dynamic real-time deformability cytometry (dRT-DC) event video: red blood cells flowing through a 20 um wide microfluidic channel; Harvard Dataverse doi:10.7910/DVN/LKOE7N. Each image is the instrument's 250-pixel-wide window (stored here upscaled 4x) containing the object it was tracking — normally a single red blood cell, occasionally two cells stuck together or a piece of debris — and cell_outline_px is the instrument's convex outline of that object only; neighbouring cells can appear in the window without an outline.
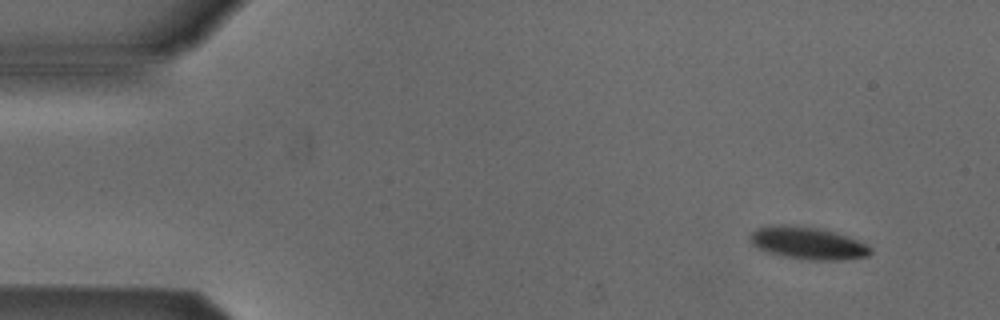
{"species": "Egyptian fruit bat (a non-hibernating species)", "species_latin": "Rousettus aegyptiacus", "temperature_condition": "cold", "stored_images_in_passage": 5, "camera_frame_rate_fps": 3000, "um_per_image_px": 0.085, "animal": {"sex": "male"}, "frame": {"image": 1, "passage_image": 2, "time_ms": 1.0, "image_size_px": [1000, 320], "cell_outline_px": [[872, 252], [868, 256], [844, 260], [800, 260], [764, 252], [756, 248], [748, 240], [748, 236], [756, 228], [784, 224], [824, 228], [856, 240], [872, 248]], "centroid_in_image_um": [68.6, 20.68], "position_along_channel_um": 16.4, "area_um2": 23.12}}
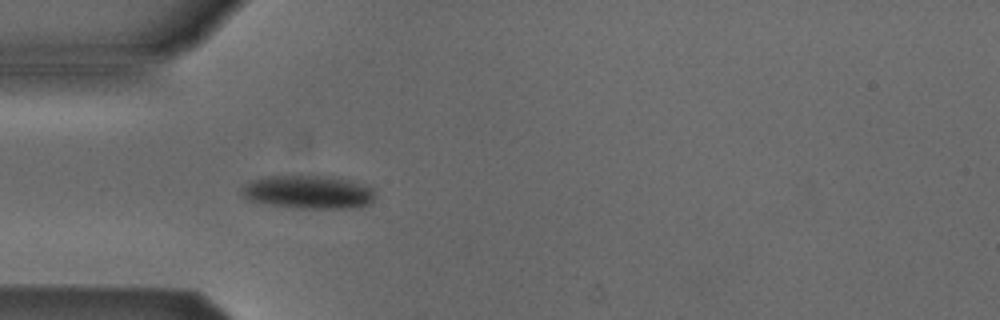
{"frame": {"image": 2, "passage_image": 5, "time_ms": 4.667, "image_size_px": [1000, 320], "cell_outline_px": [[376, 196], [368, 204], [360, 208], [296, 208], [260, 204], [248, 200], [240, 192], [244, 184], [248, 180], [268, 176], [324, 176], [348, 180], [372, 188], [376, 192]], "centroid_in_image_um": [26.15, 16.34], "position_along_channel_um": 58.8, "area_um2": 26.18}}